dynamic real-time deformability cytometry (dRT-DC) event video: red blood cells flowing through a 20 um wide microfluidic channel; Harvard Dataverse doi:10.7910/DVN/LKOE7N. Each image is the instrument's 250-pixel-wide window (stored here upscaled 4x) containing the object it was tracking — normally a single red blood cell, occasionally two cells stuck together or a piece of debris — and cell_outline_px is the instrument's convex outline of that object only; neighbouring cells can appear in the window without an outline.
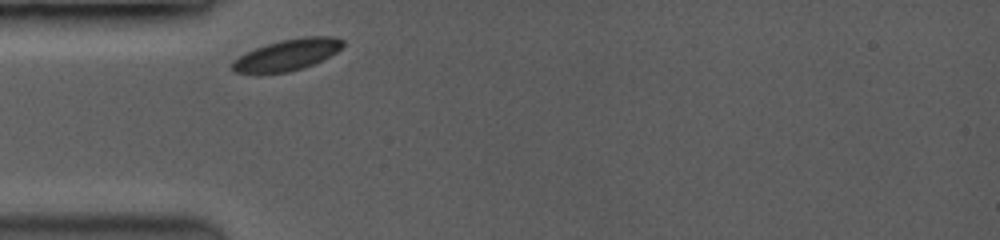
{"species": "common noctule bat (a hibernating species)", "species_latin": "Nyctalus noctula", "temperature_condition": "room temperature", "stored_images_in_passage": 2, "camera_frame_rate_fps": 3500, "um_per_image_px": 0.085, "animal": {"sex": "female", "body_mass_g": 19.0, "forearm_length_mm": 53.3}, "frame": {"image": 1, "passage_image": 1, "time_ms": 0.0, "image_size_px": [1000, 240], "cell_outline_px": [[344, 44], [336, 52], [312, 64], [288, 72], [236, 72], [232, 68], [232, 60], [256, 48], [280, 40], [304, 36], [332, 36], [344, 40]], "centroid_in_image_um": [24.44, 4.63], "position_along_channel_um": 60.6, "area_um2": 19.54}}